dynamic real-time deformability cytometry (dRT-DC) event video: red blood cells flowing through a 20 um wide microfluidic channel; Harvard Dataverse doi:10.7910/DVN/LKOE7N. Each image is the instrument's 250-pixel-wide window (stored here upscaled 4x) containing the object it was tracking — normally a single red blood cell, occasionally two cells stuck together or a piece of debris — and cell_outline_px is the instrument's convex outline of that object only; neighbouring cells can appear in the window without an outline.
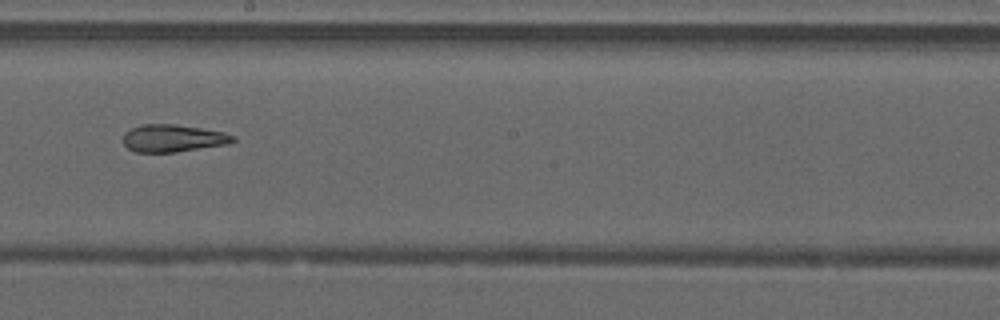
{"species": "common noctule bat (a hibernating species)", "species_latin": "Nyctalus noctula", "temperature_condition": "warm", "stored_images_in_passage": 27, "camera_frame_rate_fps": 3000, "um_per_image_px": 0.085, "animal": {"sex": "male", "forearm_length_mm": 52.5}, "frame": {"image": 1, "passage_image": 12, "time_ms": 3.667, "image_size_px": [1000, 320], "cell_outline_px": [[236, 140], [228, 144], [176, 152], [136, 152], [128, 148], [124, 144], [124, 132], [140, 124], [176, 124], [224, 132], [236, 136]], "centroid_in_image_um": [14.72, 11.75], "position_along_channel_um": 233.5, "area_um2": 17.57}}